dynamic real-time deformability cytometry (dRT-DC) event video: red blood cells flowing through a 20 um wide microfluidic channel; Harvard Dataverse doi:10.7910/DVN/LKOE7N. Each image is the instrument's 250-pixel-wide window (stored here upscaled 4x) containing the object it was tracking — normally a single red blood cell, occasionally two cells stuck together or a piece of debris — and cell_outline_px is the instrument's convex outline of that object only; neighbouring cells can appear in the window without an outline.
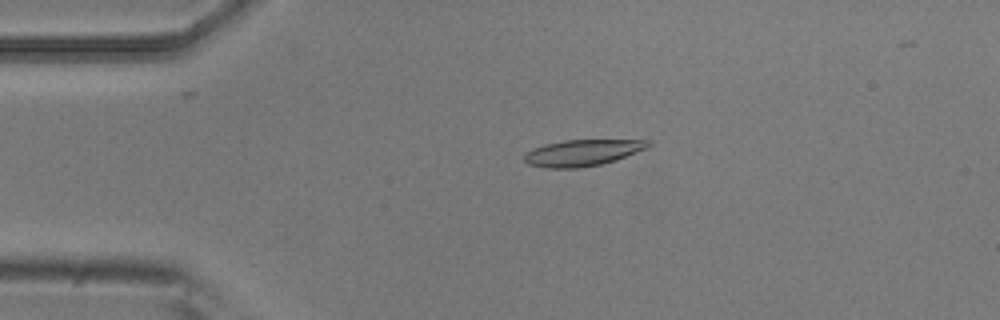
{"species": "common noctule bat (a hibernating species)", "species_latin": "Nyctalus noctula", "temperature_condition": "room temperature", "stored_images_in_passage": 5, "camera_frame_rate_fps": 3000, "um_per_image_px": 0.085, "animal": {"sex": "male", "body_mass_g": 20.5, "forearm_length_mm": 52.5}, "frame": {"image": 1, "passage_image": 4, "time_ms": 1.0, "image_size_px": [1000, 320], "cell_outline_px": [[652, 144], [648, 148], [616, 160], [600, 164], [576, 168], [544, 168], [528, 164], [524, 160], [524, 156], [532, 148], [544, 144], [564, 140], [652, 140]], "centroid_in_image_um": [49.52, 12.98], "position_along_channel_um": 35.5, "area_um2": 19.07}}